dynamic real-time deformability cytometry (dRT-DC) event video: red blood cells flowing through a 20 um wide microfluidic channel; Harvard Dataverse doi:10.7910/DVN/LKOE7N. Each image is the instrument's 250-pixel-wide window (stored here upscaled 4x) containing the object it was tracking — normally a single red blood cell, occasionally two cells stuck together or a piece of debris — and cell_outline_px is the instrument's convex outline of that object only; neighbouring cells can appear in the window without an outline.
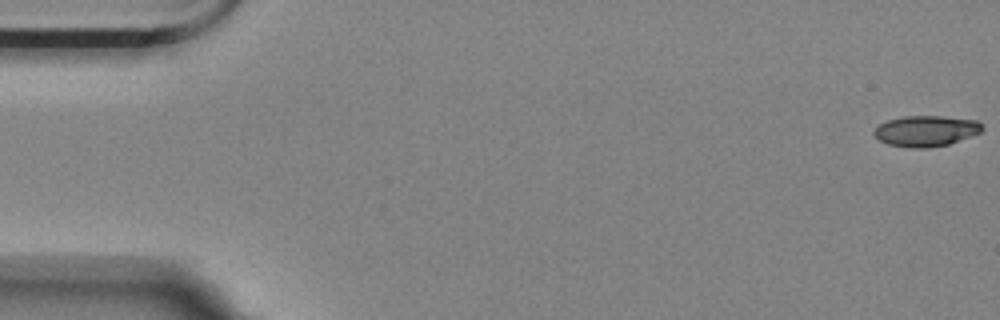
{"species": "Egyptian fruit bat (a non-hibernating species)", "species_latin": "Rousettus aegyptiacus", "temperature_condition": "room temperature", "stored_images_in_passage": 8, "camera_frame_rate_fps": 3000, "um_per_image_px": 0.085, "animal": {"sex": "female"}, "frame": {"image": 1, "passage_image": 1, "time_ms": 0.0, "image_size_px": [1000, 320], "cell_outline_px": [[984, 128], [980, 132], [972, 136], [948, 144], [928, 148], [908, 148], [888, 144], [880, 140], [872, 132], [880, 124], [888, 120], [904, 116], [940, 116], [976, 120], [984, 124]], "centroid_in_image_um": [78.73, 11.13], "position_along_channel_um": 6.3, "area_um2": 19.42}}
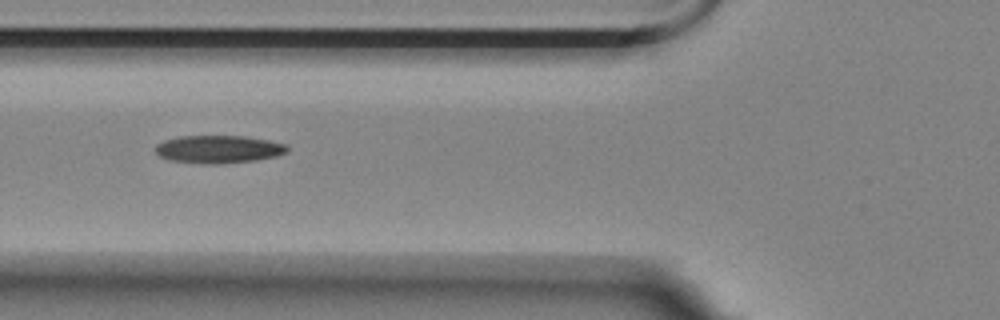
{"frame": {"image": 2, "passage_image": 7, "time_ms": 6.667, "image_size_px": [1000, 320], "cell_outline_px": [[288, 152], [276, 156], [256, 160], [220, 164], [204, 164], [168, 160], [160, 156], [156, 152], [156, 144], [164, 140], [180, 136], [244, 136], [268, 140], [288, 144]], "centroid_in_image_um": [18.59, 12.69], "position_along_channel_um": 107.2, "area_um2": 21.5}}
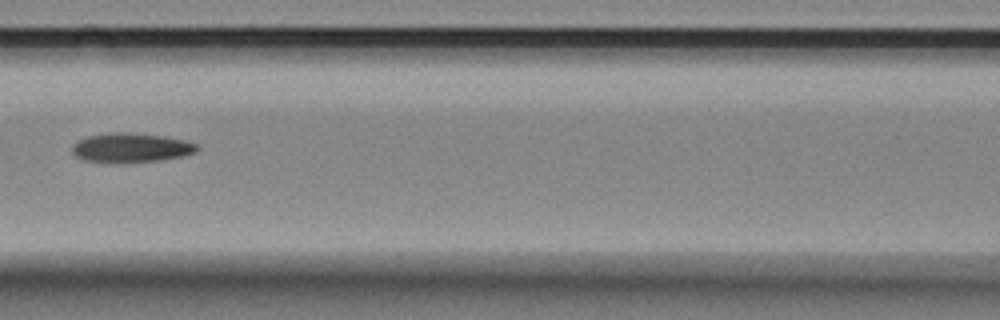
{"frame": {"image": 3, "passage_image": 8, "time_ms": 8.0, "image_size_px": [1000, 320], "cell_outline_px": [[200, 148], [196, 152], [184, 156], [160, 160], [84, 160], [76, 156], [72, 152], [72, 144], [88, 136], [112, 132], [132, 132], [164, 136], [184, 140], [196, 144]], "centroid_in_image_um": [11.19, 12.51], "position_along_channel_um": 155.4, "area_um2": 20.58}}